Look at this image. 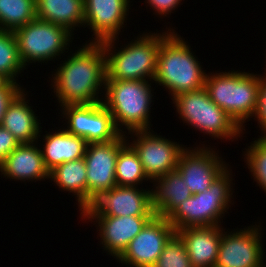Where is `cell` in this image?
I'll list each match as a JSON object with an SVG mask.
<instances>
[{"instance_id":"7402d4cb","label":"cell","mask_w":266,"mask_h":267,"mask_svg":"<svg viewBox=\"0 0 266 267\" xmlns=\"http://www.w3.org/2000/svg\"><path fill=\"white\" fill-rule=\"evenodd\" d=\"M152 183V209L159 217L167 218L181 202L193 195L177 169Z\"/></svg>"},{"instance_id":"9a60e30c","label":"cell","mask_w":266,"mask_h":267,"mask_svg":"<svg viewBox=\"0 0 266 267\" xmlns=\"http://www.w3.org/2000/svg\"><path fill=\"white\" fill-rule=\"evenodd\" d=\"M175 233L167 218L155 215L129 242L116 261L127 267H153L165 244Z\"/></svg>"},{"instance_id":"cb8c5ba5","label":"cell","mask_w":266,"mask_h":267,"mask_svg":"<svg viewBox=\"0 0 266 267\" xmlns=\"http://www.w3.org/2000/svg\"><path fill=\"white\" fill-rule=\"evenodd\" d=\"M53 181L60 190L75 196L79 214L87 208V178L84 157L64 162L49 172V181Z\"/></svg>"},{"instance_id":"e0dca14e","label":"cell","mask_w":266,"mask_h":267,"mask_svg":"<svg viewBox=\"0 0 266 267\" xmlns=\"http://www.w3.org/2000/svg\"><path fill=\"white\" fill-rule=\"evenodd\" d=\"M96 226L100 245L107 255L117 259L129 242L154 216H80ZM88 220V222H87ZM95 220V221H94ZM97 224V225H96Z\"/></svg>"},{"instance_id":"277c9868","label":"cell","mask_w":266,"mask_h":267,"mask_svg":"<svg viewBox=\"0 0 266 267\" xmlns=\"http://www.w3.org/2000/svg\"><path fill=\"white\" fill-rule=\"evenodd\" d=\"M151 82L153 83L148 80H106L103 103L122 135L151 129L153 124L150 113L156 97Z\"/></svg>"},{"instance_id":"ba28073f","label":"cell","mask_w":266,"mask_h":267,"mask_svg":"<svg viewBox=\"0 0 266 267\" xmlns=\"http://www.w3.org/2000/svg\"><path fill=\"white\" fill-rule=\"evenodd\" d=\"M14 34L25 69L36 62L47 65L53 59L58 61L62 54L65 56L70 51L74 40L73 34L65 27L37 18L16 29Z\"/></svg>"},{"instance_id":"3957f363","label":"cell","mask_w":266,"mask_h":267,"mask_svg":"<svg viewBox=\"0 0 266 267\" xmlns=\"http://www.w3.org/2000/svg\"><path fill=\"white\" fill-rule=\"evenodd\" d=\"M188 43L175 30L161 41L159 47L153 82L163 86L171 100L179 94L205 86L206 70Z\"/></svg>"},{"instance_id":"f546056e","label":"cell","mask_w":266,"mask_h":267,"mask_svg":"<svg viewBox=\"0 0 266 267\" xmlns=\"http://www.w3.org/2000/svg\"><path fill=\"white\" fill-rule=\"evenodd\" d=\"M252 118L257 122L261 131V136H266V75H260V85L258 90L257 108Z\"/></svg>"},{"instance_id":"9c48e42d","label":"cell","mask_w":266,"mask_h":267,"mask_svg":"<svg viewBox=\"0 0 266 267\" xmlns=\"http://www.w3.org/2000/svg\"><path fill=\"white\" fill-rule=\"evenodd\" d=\"M59 110L65 121V126L60 127H64L68 133L84 138L88 144L111 142L121 135L112 114L103 102L65 105Z\"/></svg>"},{"instance_id":"d6986e66","label":"cell","mask_w":266,"mask_h":267,"mask_svg":"<svg viewBox=\"0 0 266 267\" xmlns=\"http://www.w3.org/2000/svg\"><path fill=\"white\" fill-rule=\"evenodd\" d=\"M176 234L185 244L192 267H215L222 236L221 225L183 228Z\"/></svg>"},{"instance_id":"603a6c76","label":"cell","mask_w":266,"mask_h":267,"mask_svg":"<svg viewBox=\"0 0 266 267\" xmlns=\"http://www.w3.org/2000/svg\"><path fill=\"white\" fill-rule=\"evenodd\" d=\"M36 18L65 27L73 35L84 28V0H36Z\"/></svg>"},{"instance_id":"d6a6232c","label":"cell","mask_w":266,"mask_h":267,"mask_svg":"<svg viewBox=\"0 0 266 267\" xmlns=\"http://www.w3.org/2000/svg\"><path fill=\"white\" fill-rule=\"evenodd\" d=\"M22 90H0V125L9 104Z\"/></svg>"},{"instance_id":"836d02e7","label":"cell","mask_w":266,"mask_h":267,"mask_svg":"<svg viewBox=\"0 0 266 267\" xmlns=\"http://www.w3.org/2000/svg\"><path fill=\"white\" fill-rule=\"evenodd\" d=\"M21 84H17L9 75L0 71V90H23Z\"/></svg>"},{"instance_id":"1f68e13d","label":"cell","mask_w":266,"mask_h":267,"mask_svg":"<svg viewBox=\"0 0 266 267\" xmlns=\"http://www.w3.org/2000/svg\"><path fill=\"white\" fill-rule=\"evenodd\" d=\"M19 145V141L7 129L0 125V164Z\"/></svg>"},{"instance_id":"7a4b0ae2","label":"cell","mask_w":266,"mask_h":267,"mask_svg":"<svg viewBox=\"0 0 266 267\" xmlns=\"http://www.w3.org/2000/svg\"><path fill=\"white\" fill-rule=\"evenodd\" d=\"M166 29L161 33L143 31L134 40L127 41L120 47L117 45L119 38L102 42L105 52L106 80L153 81L161 41L176 28L166 26Z\"/></svg>"},{"instance_id":"52a82bcc","label":"cell","mask_w":266,"mask_h":267,"mask_svg":"<svg viewBox=\"0 0 266 267\" xmlns=\"http://www.w3.org/2000/svg\"><path fill=\"white\" fill-rule=\"evenodd\" d=\"M171 102L181 122L203 135L226 142L242 136V129L210 99L205 87L179 94Z\"/></svg>"},{"instance_id":"484cf974","label":"cell","mask_w":266,"mask_h":267,"mask_svg":"<svg viewBox=\"0 0 266 267\" xmlns=\"http://www.w3.org/2000/svg\"><path fill=\"white\" fill-rule=\"evenodd\" d=\"M36 19V0H0V30L12 31Z\"/></svg>"},{"instance_id":"5bb4252c","label":"cell","mask_w":266,"mask_h":267,"mask_svg":"<svg viewBox=\"0 0 266 267\" xmlns=\"http://www.w3.org/2000/svg\"><path fill=\"white\" fill-rule=\"evenodd\" d=\"M127 143L126 135L106 143H89L84 160L87 178V207L101 193L117 186L115 170L119 150Z\"/></svg>"},{"instance_id":"4fadbf2b","label":"cell","mask_w":266,"mask_h":267,"mask_svg":"<svg viewBox=\"0 0 266 267\" xmlns=\"http://www.w3.org/2000/svg\"><path fill=\"white\" fill-rule=\"evenodd\" d=\"M200 144L194 148L186 146L177 164V170L192 194L202 193L211 187L214 180L230 166L214 146Z\"/></svg>"},{"instance_id":"7c38bea8","label":"cell","mask_w":266,"mask_h":267,"mask_svg":"<svg viewBox=\"0 0 266 267\" xmlns=\"http://www.w3.org/2000/svg\"><path fill=\"white\" fill-rule=\"evenodd\" d=\"M152 189L115 186L101 192L80 216H155Z\"/></svg>"},{"instance_id":"44dd1931","label":"cell","mask_w":266,"mask_h":267,"mask_svg":"<svg viewBox=\"0 0 266 267\" xmlns=\"http://www.w3.org/2000/svg\"><path fill=\"white\" fill-rule=\"evenodd\" d=\"M53 129V132L45 131L42 144H39L42 145L43 162L49 172L64 162L83 158L88 145L84 138L68 133L64 127Z\"/></svg>"},{"instance_id":"4316f807","label":"cell","mask_w":266,"mask_h":267,"mask_svg":"<svg viewBox=\"0 0 266 267\" xmlns=\"http://www.w3.org/2000/svg\"><path fill=\"white\" fill-rule=\"evenodd\" d=\"M24 70L14 32L0 30V71L21 84L18 77Z\"/></svg>"},{"instance_id":"ac0fdd59","label":"cell","mask_w":266,"mask_h":267,"mask_svg":"<svg viewBox=\"0 0 266 267\" xmlns=\"http://www.w3.org/2000/svg\"><path fill=\"white\" fill-rule=\"evenodd\" d=\"M35 143H22L15 148L0 164V175L11 181L38 182L49 180V171L43 162V155ZM7 177V178H6Z\"/></svg>"},{"instance_id":"2e32d148","label":"cell","mask_w":266,"mask_h":267,"mask_svg":"<svg viewBox=\"0 0 266 267\" xmlns=\"http://www.w3.org/2000/svg\"><path fill=\"white\" fill-rule=\"evenodd\" d=\"M130 2L132 1L84 0V27L93 32L92 38L85 41L102 43L119 38L121 30L127 27Z\"/></svg>"},{"instance_id":"8992f818","label":"cell","mask_w":266,"mask_h":267,"mask_svg":"<svg viewBox=\"0 0 266 267\" xmlns=\"http://www.w3.org/2000/svg\"><path fill=\"white\" fill-rule=\"evenodd\" d=\"M231 166L226 168L202 193L193 194L167 217L169 223L177 230L189 227L221 225L234 204L235 189ZM233 195V196H232ZM233 201V202H232ZM223 218V219H222ZM222 220V222H221Z\"/></svg>"},{"instance_id":"83f0119b","label":"cell","mask_w":266,"mask_h":267,"mask_svg":"<svg viewBox=\"0 0 266 267\" xmlns=\"http://www.w3.org/2000/svg\"><path fill=\"white\" fill-rule=\"evenodd\" d=\"M245 148L242 155L244 163L249 169L257 187L259 186L266 194V136H258Z\"/></svg>"},{"instance_id":"d4e9b609","label":"cell","mask_w":266,"mask_h":267,"mask_svg":"<svg viewBox=\"0 0 266 267\" xmlns=\"http://www.w3.org/2000/svg\"><path fill=\"white\" fill-rule=\"evenodd\" d=\"M117 186H141L151 182L144 170L137 152L127 142L117 155L115 170Z\"/></svg>"},{"instance_id":"6da1fadb","label":"cell","mask_w":266,"mask_h":267,"mask_svg":"<svg viewBox=\"0 0 266 267\" xmlns=\"http://www.w3.org/2000/svg\"><path fill=\"white\" fill-rule=\"evenodd\" d=\"M57 64L51 75V89L59 107L103 102L106 62L102 43L86 42ZM72 54V55H71Z\"/></svg>"},{"instance_id":"30bf717a","label":"cell","mask_w":266,"mask_h":267,"mask_svg":"<svg viewBox=\"0 0 266 267\" xmlns=\"http://www.w3.org/2000/svg\"><path fill=\"white\" fill-rule=\"evenodd\" d=\"M127 135L126 139L137 152L151 184L156 178L177 169L179 156L186 145L172 141L170 138L167 139L165 136L155 133L153 129L134 131ZM130 138L132 139L130 140Z\"/></svg>"},{"instance_id":"ffe728a7","label":"cell","mask_w":266,"mask_h":267,"mask_svg":"<svg viewBox=\"0 0 266 267\" xmlns=\"http://www.w3.org/2000/svg\"><path fill=\"white\" fill-rule=\"evenodd\" d=\"M25 89L9 104L1 123V126L7 129L20 144L41 141L40 136L43 133L41 120L29 103L28 91L25 92Z\"/></svg>"},{"instance_id":"f1b7e54d","label":"cell","mask_w":266,"mask_h":267,"mask_svg":"<svg viewBox=\"0 0 266 267\" xmlns=\"http://www.w3.org/2000/svg\"><path fill=\"white\" fill-rule=\"evenodd\" d=\"M153 267H192L185 244L176 233L165 244Z\"/></svg>"},{"instance_id":"4dcf8cb0","label":"cell","mask_w":266,"mask_h":267,"mask_svg":"<svg viewBox=\"0 0 266 267\" xmlns=\"http://www.w3.org/2000/svg\"><path fill=\"white\" fill-rule=\"evenodd\" d=\"M184 0H145L147 7L149 6L153 12V15H159L158 18L170 17L173 11L177 10L180 5H183ZM182 2V3H181ZM154 10V11H153Z\"/></svg>"},{"instance_id":"5b68a950","label":"cell","mask_w":266,"mask_h":267,"mask_svg":"<svg viewBox=\"0 0 266 267\" xmlns=\"http://www.w3.org/2000/svg\"><path fill=\"white\" fill-rule=\"evenodd\" d=\"M217 72L207 73L204 87L210 99L234 120L244 135L245 123L256 112L260 74L245 70Z\"/></svg>"},{"instance_id":"8fae6325","label":"cell","mask_w":266,"mask_h":267,"mask_svg":"<svg viewBox=\"0 0 266 267\" xmlns=\"http://www.w3.org/2000/svg\"><path fill=\"white\" fill-rule=\"evenodd\" d=\"M262 227L260 221L255 225L232 231L229 229L225 231L222 226L215 267H263L266 262V252L262 242L264 235L261 232Z\"/></svg>"}]
</instances>
